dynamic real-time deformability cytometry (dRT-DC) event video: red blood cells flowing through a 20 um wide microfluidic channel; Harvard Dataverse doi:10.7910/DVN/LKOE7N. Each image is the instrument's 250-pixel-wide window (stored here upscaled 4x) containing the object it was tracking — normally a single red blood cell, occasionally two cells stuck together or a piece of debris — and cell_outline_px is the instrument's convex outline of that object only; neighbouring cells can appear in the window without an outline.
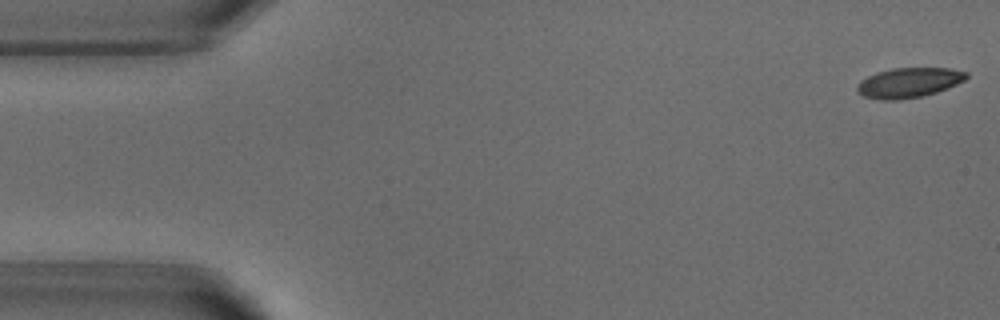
{"species": "common noctule bat (a hibernating species)", "species_latin": "Nyctalus noctula", "temperature_condition": "warm", "stored_images_in_passage": 52, "camera_frame_rate_fps": 3000, "um_per_image_px": 0.085, "animal": {"sex": "male", "body_mass_g": 18.8}, "frame": {"image": 1, "passage_image": 1, "time_ms": 0.0, "image_size_px": [1000, 320], "cell_outline_px": [[968, 76], [964, 80], [948, 88], [936, 92], [920, 96], [900, 100], [880, 100], [864, 96], [856, 88], [856, 84], [860, 80], [876, 72], [892, 68], [948, 68], [968, 72]], "centroid_in_image_um": [77.23, 7.02], "position_along_channel_um": 7.8, "area_um2": 19.02}}
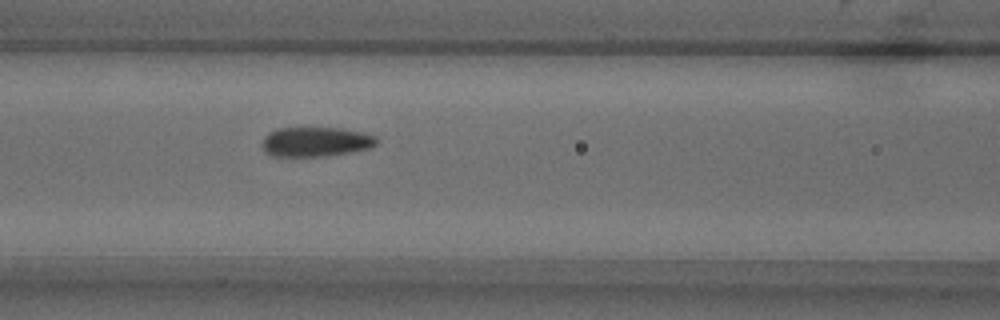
{"frame": {"image": 2, "passage_image": 21, "time_ms": 6.667, "image_size_px": [1000, 320], "cell_outline_px": [[380, 140], [372, 148], [352, 152], [324, 156], [272, 156], [264, 152], [264, 136], [268, 132], [276, 128], [340, 128], [364, 132], [376, 136]], "centroid_in_image_um": [26.89, 12.05], "position_along_channel_um": 139.7, "area_um2": 19.94}}
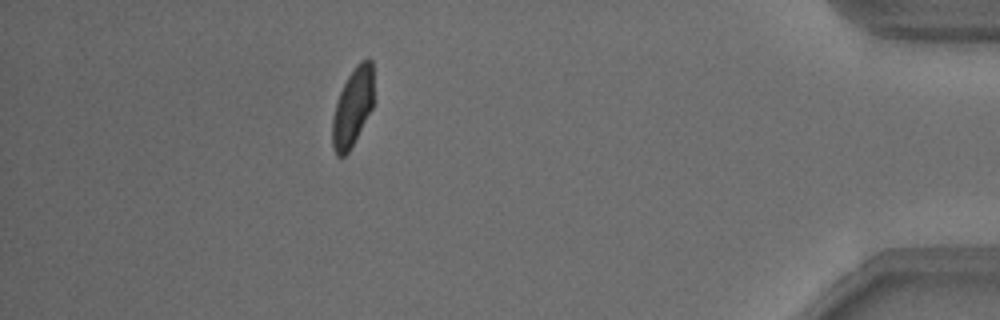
{"frame": {"image": 3, "passage_image": 46, "time_ms": 15.0, "image_size_px": [1000, 320], "cell_outline_px": [[372, 108], [348, 152], [344, 156], [336, 156], [332, 148], [332, 120], [336, 104], [340, 92], [348, 76], [356, 64], [360, 60], [368, 56], [372, 60]], "centroid_in_image_um": [29.96, 9.09], "position_along_channel_um": 405.2, "area_um2": 18.61}, "authors_computed_cell_mechanics": {"area_um2": 19.8254, "velocity_mm_per_s": 3.8286, "shape_relaxation_time_tau1_ms": 3.4875, "shape_relaxation_time_tau2_ms": 0.9538, "deformation_change_tau1": 0.1372, "deformation_change_tau2": 0.0653}}